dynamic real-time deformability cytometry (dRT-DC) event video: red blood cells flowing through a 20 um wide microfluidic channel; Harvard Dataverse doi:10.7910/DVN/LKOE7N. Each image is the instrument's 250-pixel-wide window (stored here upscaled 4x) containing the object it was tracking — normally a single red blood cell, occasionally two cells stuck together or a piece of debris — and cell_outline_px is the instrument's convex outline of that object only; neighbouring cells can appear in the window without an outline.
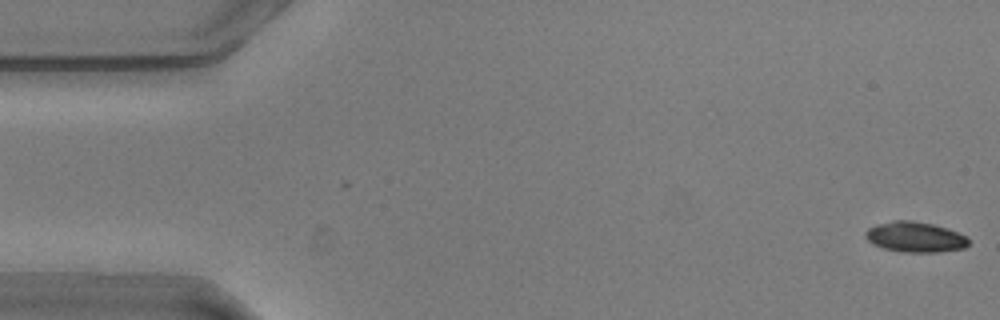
{"species": "common noctule bat (a hibernating species)", "species_latin": "Nyctalus noctula", "temperature_condition": "warm", "stored_images_in_passage": 2, "camera_frame_rate_fps": 3000, "um_per_image_px": 0.085, "animal": {"sex": "male", "body_mass_g": 20.5, "forearm_length_mm": 52.5}, "frame": {"image": 1, "passage_image": 2, "time_ms": 0.333, "image_size_px": [1000, 320], "cell_outline_px": [[968, 244], [964, 248], [940, 252], [900, 252], [884, 248], [872, 244], [864, 236], [864, 232], [868, 228], [876, 224], [892, 220], [912, 220], [932, 224], [948, 228], [968, 236]], "centroid_in_image_um": [77.77, 20.14], "position_along_channel_um": 7.2, "area_um2": 18.5}}